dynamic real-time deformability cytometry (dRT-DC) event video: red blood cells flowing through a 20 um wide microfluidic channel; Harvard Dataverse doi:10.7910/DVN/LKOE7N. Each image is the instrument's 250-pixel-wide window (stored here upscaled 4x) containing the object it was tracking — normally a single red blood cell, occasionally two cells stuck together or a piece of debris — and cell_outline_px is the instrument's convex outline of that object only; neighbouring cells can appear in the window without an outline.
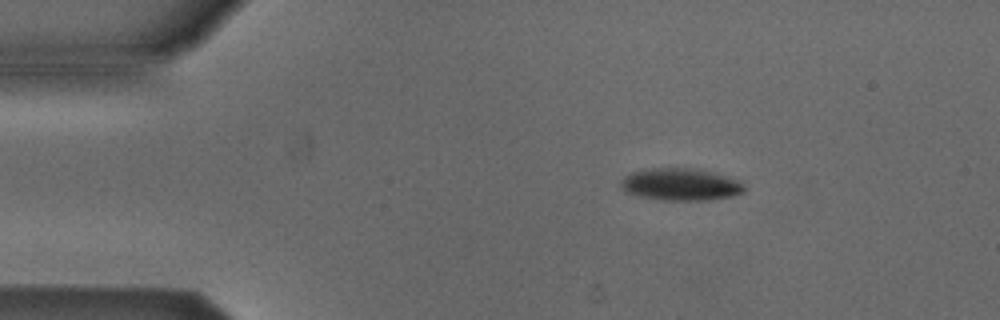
{"species": "Egyptian fruit bat (a non-hibernating species)", "species_latin": "Rousettus aegyptiacus", "temperature_condition": "cold", "stored_images_in_passage": 8, "camera_frame_rate_fps": 3000, "um_per_image_px": 0.085, "animal": {"sex": "male"}, "frame": {"image": 1, "passage_image": 2, "time_ms": 1.0, "image_size_px": [1000, 320], "cell_outline_px": [[748, 188], [744, 192], [732, 196], [708, 200], [664, 200], [640, 196], [624, 192], [620, 188], [620, 180], [624, 176], [632, 172], [656, 168], [692, 168], [712, 172], [728, 176], [740, 180]], "centroid_in_image_um": [57.88, 15.68], "position_along_channel_um": 27.1, "area_um2": 23.35}}
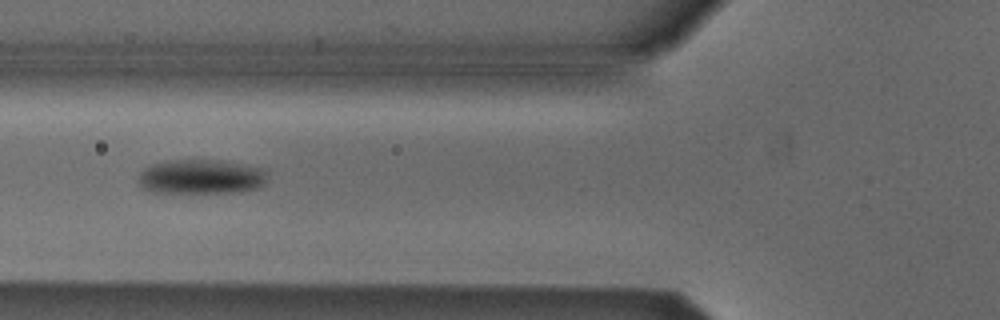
{"frame": {"image": 2, "passage_image": 5, "time_ms": 4.667, "image_size_px": [1000, 320], "cell_outline_px": [[268, 172], [264, 184], [260, 188], [240, 192], [152, 192], [140, 188], [140, 176], [144, 168], [152, 164], [172, 160], [228, 160], [264, 168]], "centroid_in_image_um": [17.17, 15.01], "position_along_channel_um": 108.6, "area_um2": 26.24}}
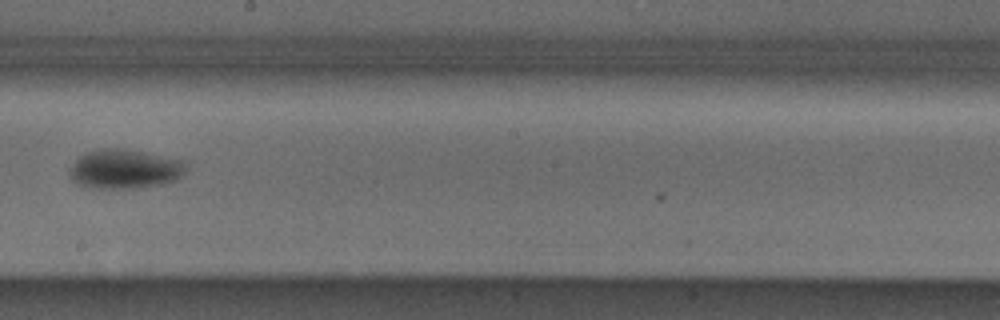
{"frame": {"image": 3, "passage_image": 8, "time_ms": 8.0, "image_size_px": [1000, 320], "cell_outline_px": [[184, 172], [176, 180], [140, 188], [84, 188], [76, 184], [72, 180], [68, 172], [68, 168], [84, 152], [100, 148], [124, 148], [184, 160]], "centroid_in_image_um": [10.51, 14.36], "position_along_channel_um": 237.7, "area_um2": 26.93}}